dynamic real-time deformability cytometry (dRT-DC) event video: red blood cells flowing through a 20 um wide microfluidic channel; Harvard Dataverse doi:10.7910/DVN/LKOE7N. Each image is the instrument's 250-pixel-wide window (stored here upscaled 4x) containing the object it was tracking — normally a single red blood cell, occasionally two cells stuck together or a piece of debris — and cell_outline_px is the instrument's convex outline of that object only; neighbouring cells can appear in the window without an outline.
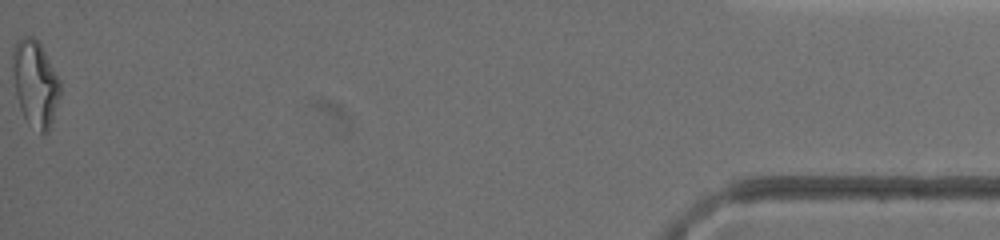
{"species": "common noctule bat (a hibernating species)", "species_latin": "Nyctalus noctula", "temperature_condition": "warm", "stored_images_in_passage": 52, "camera_frame_rate_fps": 3000, "um_per_image_px": 0.085, "animal": {"sex": "female", "body_mass_g": 19.5, "forearm_length_mm": 54.1}, "frame": {"image": 1, "passage_image": 51, "time_ms": 16.667, "image_size_px": [1000, 240], "cell_outline_px": [[60, 96], [48, 132], [40, 132], [28, 124], [20, 108], [12, 76], [12, 52], [16, 40], [24, 36], [32, 36], [40, 44], [60, 80]], "centroid_in_image_um": [2.98, 7.07], "position_along_channel_um": 432.2, "area_um2": 23.76}, "authors_computed_cell_mechanics": {"area_um2": 19.8832, "velocity_mm_per_s": 4.2561, "shape_relaxation_time_tau1_ms": null, "shape_relaxation_time_tau2_ms": 1.1542, "deformation_change_tau1": null, "deformation_change_tau2": 0.1024}}